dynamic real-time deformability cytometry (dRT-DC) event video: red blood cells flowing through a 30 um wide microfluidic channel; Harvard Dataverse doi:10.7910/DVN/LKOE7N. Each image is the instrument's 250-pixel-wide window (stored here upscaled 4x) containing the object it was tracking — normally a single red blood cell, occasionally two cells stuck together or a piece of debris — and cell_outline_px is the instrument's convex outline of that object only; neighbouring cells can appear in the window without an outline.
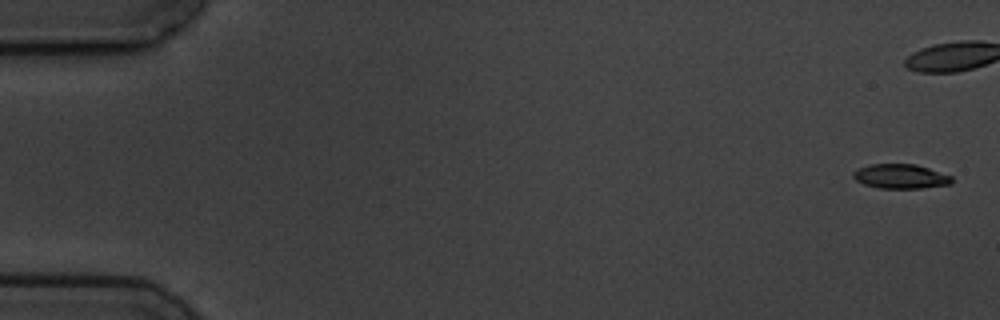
{"species": "common noctule bat (a hibernating species)", "species_latin": "Nyctalus noctula", "temperature_condition": "cold", "stored_images_in_passage": 8, "camera_frame_rate_fps": 3000, "um_per_image_px": 0.085, "animal": {"sex": "male", "body_mass_g": 19.5, "forearm_length_mm": 54.6}, "frame": {"image": 1, "passage_image": 1, "time_ms": 0.0, "image_size_px": [1000, 320], "cell_outline_px": [[952, 184], [920, 188], [880, 188], [864, 184], [856, 180], [852, 176], [852, 172], [856, 168], [868, 164], [916, 164], [952, 176]], "centroid_in_image_um": [76.52, 14.98], "position_along_channel_um": 8.5, "area_um2": 14.1}}
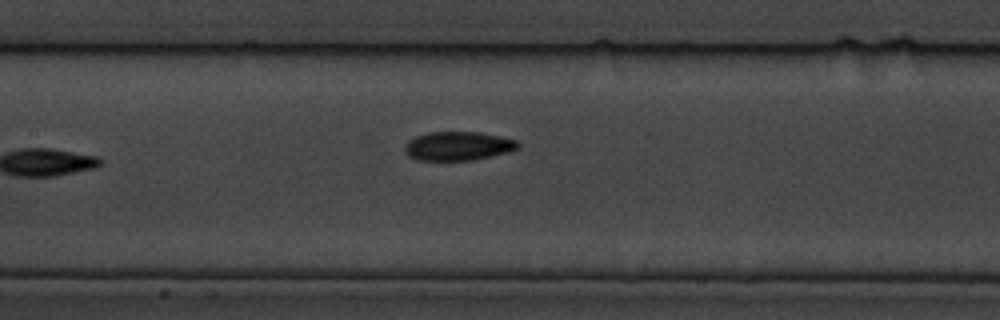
{"frame": {"image": 2, "passage_image": 8, "time_ms": 9.333, "image_size_px": [1000, 320], "cell_outline_px": [[520, 148], [508, 152], [472, 160], [416, 160], [408, 156], [404, 152], [404, 148], [408, 140], [416, 136], [428, 132], [480, 132], [500, 136], [516, 140], [520, 144]], "centroid_in_image_um": [38.92, 12.41], "position_along_channel_um": 168.5, "area_um2": 19.13}}